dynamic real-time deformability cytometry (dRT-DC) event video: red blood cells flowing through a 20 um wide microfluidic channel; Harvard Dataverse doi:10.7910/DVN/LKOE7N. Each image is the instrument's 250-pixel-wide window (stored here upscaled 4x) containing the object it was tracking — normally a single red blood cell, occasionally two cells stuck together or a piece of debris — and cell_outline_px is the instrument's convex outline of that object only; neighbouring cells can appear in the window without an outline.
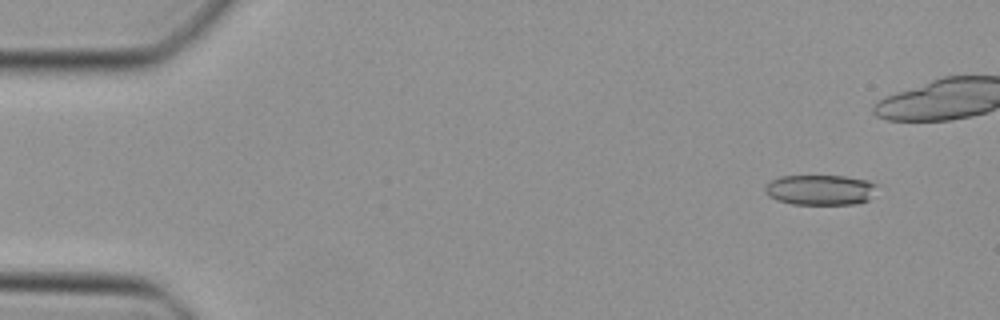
{"species": "Egyptian fruit bat (a non-hibernating species)", "species_latin": "Rousettus aegyptiacus", "temperature_condition": "cold", "stored_images_in_passage": 8, "camera_frame_rate_fps": 3000, "um_per_image_px": 0.085, "animal": {"sex": "female"}, "frame": {"image": 1, "passage_image": 3, "time_ms": 0.667, "image_size_px": [1000, 320], "cell_outline_px": [[876, 184], [868, 200], [856, 204], [792, 204], [776, 200], [768, 196], [764, 192], [764, 188], [772, 180], [780, 176], [844, 176], [868, 180]], "centroid_in_image_um": [69.68, 16.14], "position_along_channel_um": 15.3, "area_um2": 19.65}}